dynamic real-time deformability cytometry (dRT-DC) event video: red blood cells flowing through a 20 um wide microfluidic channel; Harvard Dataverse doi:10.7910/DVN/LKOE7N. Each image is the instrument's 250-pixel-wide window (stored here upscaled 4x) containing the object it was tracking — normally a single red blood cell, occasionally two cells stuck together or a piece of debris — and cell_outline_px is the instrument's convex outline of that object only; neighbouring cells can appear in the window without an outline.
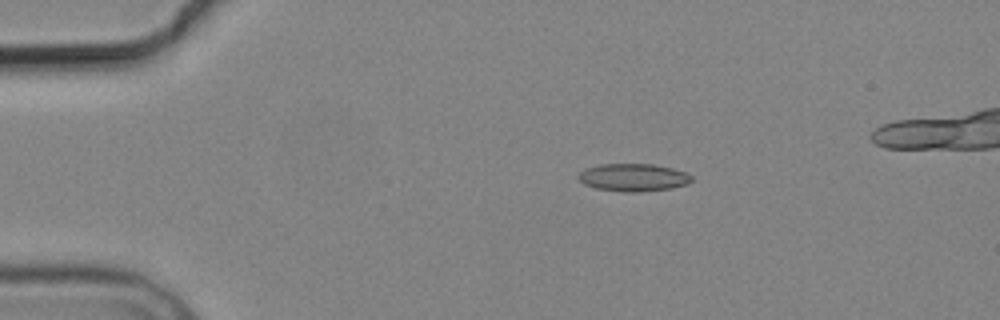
{"species": "common noctule bat (a hibernating species)", "species_latin": "Nyctalus noctula", "temperature_condition": "cold", "stored_images_in_passage": 5, "camera_frame_rate_fps": 3000, "um_per_image_px": 0.085, "animal": {"sex": "male", "body_mass_g": 19.2, "forearm_length_mm": 51.8}, "frame": {"image": 1, "passage_image": 3, "time_ms": 3.0, "image_size_px": [1000, 320], "cell_outline_px": [[692, 180], [688, 184], [672, 188], [640, 192], [620, 192], [596, 188], [584, 184], [576, 176], [584, 168], [600, 164], [652, 164], [672, 168], [684, 172], [692, 176]], "centroid_in_image_um": [53.81, 15.09], "position_along_channel_um": 31.2, "area_um2": 18.38}}